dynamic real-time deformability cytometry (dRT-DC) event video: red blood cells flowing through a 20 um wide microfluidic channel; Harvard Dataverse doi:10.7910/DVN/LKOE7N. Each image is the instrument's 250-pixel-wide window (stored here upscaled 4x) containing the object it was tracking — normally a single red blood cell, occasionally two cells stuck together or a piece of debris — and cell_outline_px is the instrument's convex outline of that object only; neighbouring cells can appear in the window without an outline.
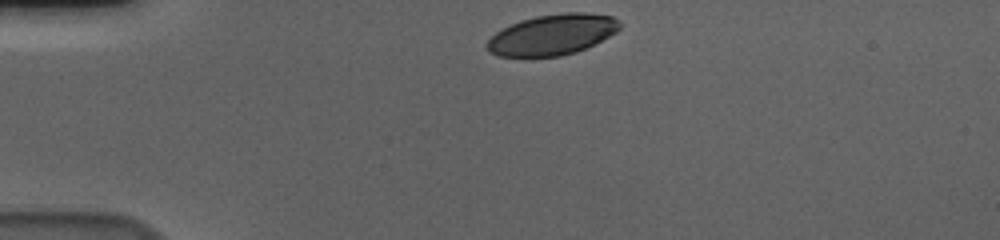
{"species": "human", "species_latin": "Homo sapiens", "temperature_condition": "cold", "stored_images_in_passage": 35, "camera_frame_rate_fps": 3000, "um_per_image_px": 0.085, "donor": {"sex": "male"}, "frame": {"image": 1, "passage_image": 1, "time_ms": 0.0, "image_size_px": [1000, 240], "cell_outline_px": [[620, 28], [616, 32], [576, 52], [560, 56], [496, 56], [488, 52], [484, 44], [496, 32], [520, 20], [536, 16], [564, 12], [584, 12], [612, 16], [620, 20]], "centroid_in_image_um": [46.92, 2.94], "position_along_channel_um": 38.1, "area_um2": 31.33}}
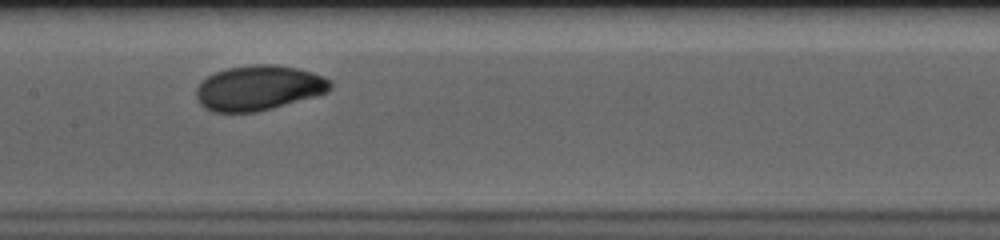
{"frame": {"image": 2, "passage_image": 17, "time_ms": 5.333, "image_size_px": [1000, 240], "cell_outline_px": [[332, 88], [328, 92], [272, 108], [256, 112], [212, 112], [204, 108], [196, 100], [196, 88], [208, 76], [216, 72], [228, 68], [252, 64], [276, 64], [300, 68], [324, 76], [332, 84]], "centroid_in_image_um": [21.98, 7.47], "position_along_channel_um": 185.4, "area_um2": 35.2}}
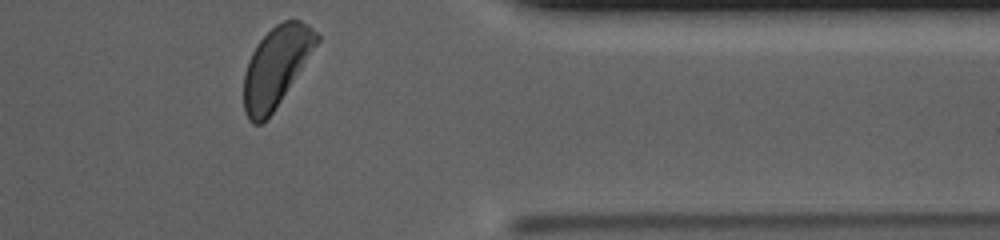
{"frame": {"image": 3, "passage_image": 35, "time_ms": 11.333, "image_size_px": [1000, 240], "cell_outline_px": [[320, 40], [272, 112], [260, 124], [252, 124], [248, 120], [244, 112], [244, 72], [248, 60], [252, 52], [260, 40], [276, 24], [284, 20], [300, 20], [308, 24], [320, 36]], "centroid_in_image_um": [23.45, 5.65], "position_along_channel_um": 388.0, "area_um2": 33.29}, "authors_computed_cell_mechanics": {"area_um2": 33.813, "velocity_mm_per_s": 3.6043, "shape_relaxation_time_tau1_ms": 1.6752, "shape_relaxation_time_tau2_ms": null, "deformation_change_tau1": 0.1123, "deformation_change_tau2": null}}